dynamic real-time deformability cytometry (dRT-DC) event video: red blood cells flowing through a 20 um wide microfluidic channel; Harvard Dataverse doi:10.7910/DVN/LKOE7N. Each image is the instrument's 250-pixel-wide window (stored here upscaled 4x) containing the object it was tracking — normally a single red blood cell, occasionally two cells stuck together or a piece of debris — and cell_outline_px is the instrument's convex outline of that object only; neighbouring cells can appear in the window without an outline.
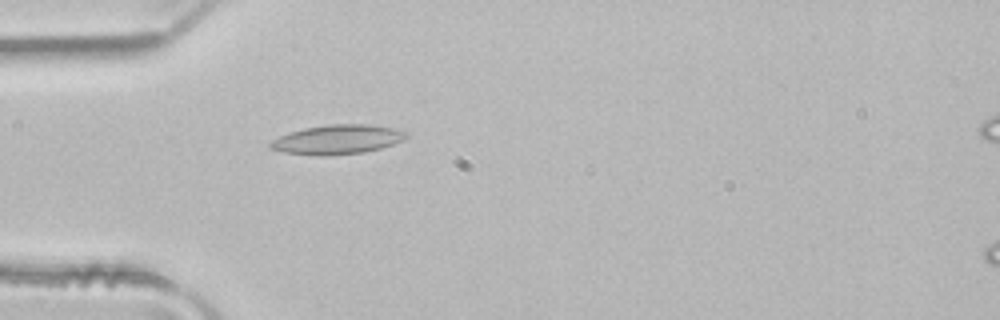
{"species": "common noctule bat (a hibernating species)", "species_latin": "Nyctalus noctula", "temperature_condition": "room temperature", "stored_images_in_passage": 2, "camera_frame_rate_fps": 3000, "um_per_image_px": 0.085, "animal": {"sex": "male", "body_mass_g": 21.5, "forearm_length_mm": 52.0}, "frame": {"image": 1, "passage_image": 1, "time_ms": 0.0, "image_size_px": [1000, 320], "cell_outline_px": [[408, 136], [404, 140], [380, 148], [364, 152], [328, 156], [316, 156], [284, 152], [268, 148], [268, 144], [272, 140], [288, 132], [304, 128], [328, 124], [368, 124], [400, 128], [408, 132]], "centroid_in_image_um": [28.7, 11.85], "position_along_channel_um": 56.3, "area_um2": 23.64}}